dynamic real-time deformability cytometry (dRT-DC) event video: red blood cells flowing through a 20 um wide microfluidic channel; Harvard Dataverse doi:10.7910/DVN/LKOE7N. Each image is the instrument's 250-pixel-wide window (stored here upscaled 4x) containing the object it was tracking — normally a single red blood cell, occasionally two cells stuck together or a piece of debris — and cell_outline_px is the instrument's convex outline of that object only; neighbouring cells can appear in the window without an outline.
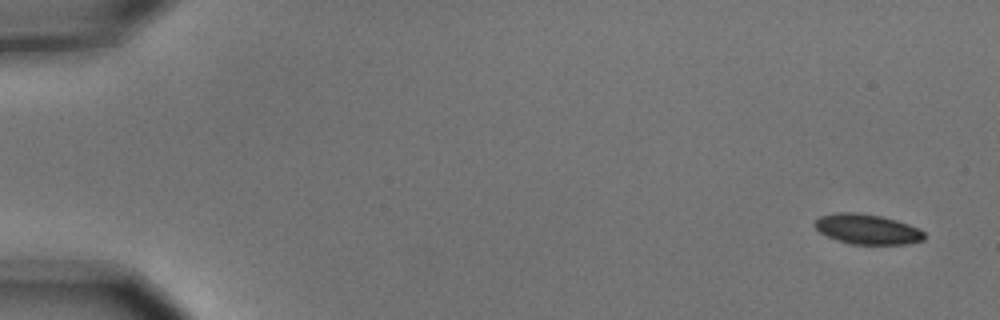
{"species": "common noctule bat (a hibernating species)", "species_latin": "Nyctalus noctula", "temperature_condition": "cold", "stored_images_in_passage": 5, "camera_frame_rate_fps": 3000, "um_per_image_px": 0.085, "animal": {"sex": "male", "body_mass_g": 15.6}, "frame": {"image": 1, "passage_image": 1, "time_ms": 0.0, "image_size_px": [1000, 320], "cell_outline_px": [[924, 240], [908, 244], [848, 244], [828, 236], [820, 232], [812, 224], [820, 216], [836, 212], [856, 212], [880, 216], [896, 220], [920, 228], [924, 232]], "centroid_in_image_um": [73.72, 19.48], "position_along_channel_um": 11.3, "area_um2": 19.25}}
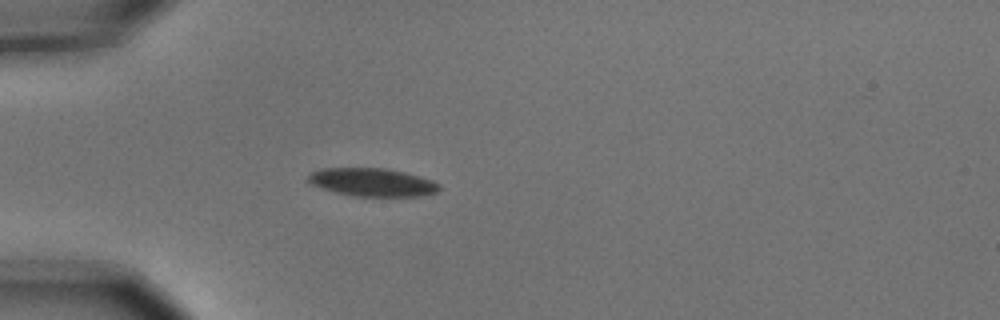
{"frame": {"image": 2, "passage_image": 5, "time_ms": 1.333, "image_size_px": [1000, 320], "cell_outline_px": [[440, 188], [436, 192], [420, 196], [356, 196], [336, 192], [312, 184], [304, 180], [312, 172], [320, 168], [384, 168], [404, 172], [420, 176], [432, 180], [440, 184]], "centroid_in_image_um": [31.65, 15.48], "position_along_channel_um": 53.4, "area_um2": 21.39}}